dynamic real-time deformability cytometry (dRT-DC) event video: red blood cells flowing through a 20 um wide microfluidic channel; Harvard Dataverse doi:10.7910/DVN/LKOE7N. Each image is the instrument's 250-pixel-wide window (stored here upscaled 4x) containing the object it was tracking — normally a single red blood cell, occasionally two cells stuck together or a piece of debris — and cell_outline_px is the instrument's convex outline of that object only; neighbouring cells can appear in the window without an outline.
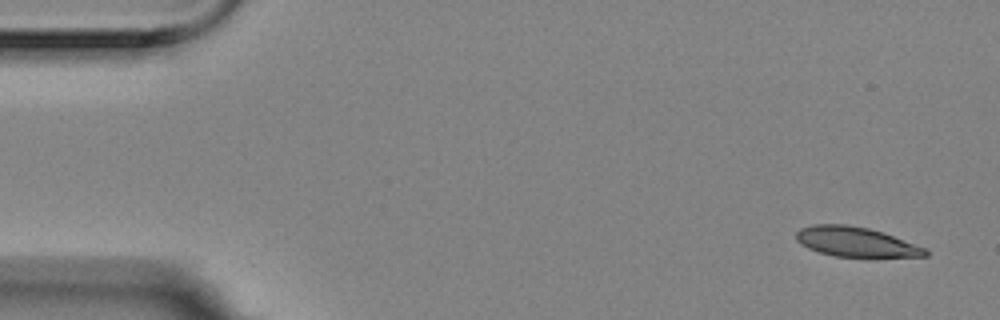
{"species": "Egyptian fruit bat (a non-hibernating species)", "species_latin": "Rousettus aegyptiacus", "temperature_condition": "room temperature", "stored_images_in_passage": 6, "camera_frame_rate_fps": 3000, "um_per_image_px": 0.085, "animal": {"sex": "female"}, "frame": {"image": 1, "passage_image": 1, "time_ms": 0.0, "image_size_px": [1000, 320], "cell_outline_px": [[928, 256], [872, 260], [836, 256], [820, 252], [808, 248], [800, 244], [796, 240], [796, 232], [800, 228], [812, 224], [844, 224], [868, 228], [884, 232], [928, 248]], "centroid_in_image_um": [72.86, 20.61], "position_along_channel_um": 12.1, "area_um2": 23.64}}
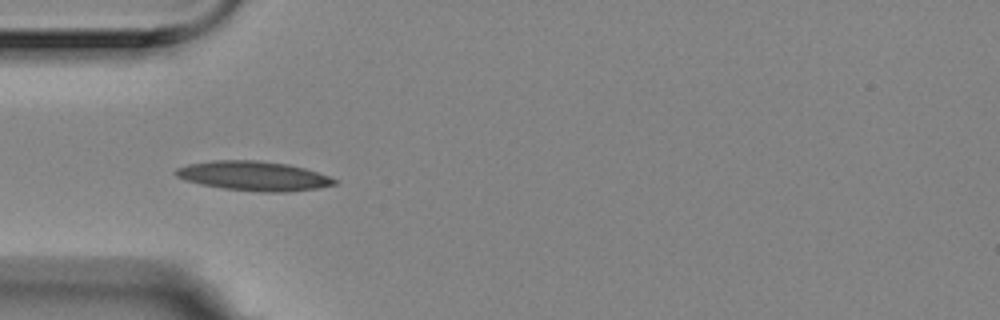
{"frame": {"image": 2, "passage_image": 5, "time_ms": 1.333, "image_size_px": [1000, 320], "cell_outline_px": [[336, 184], [320, 188], [288, 192], [260, 192], [224, 188], [200, 184], [184, 180], [176, 176], [172, 172], [176, 168], [188, 164], [212, 160], [256, 160], [288, 164], [304, 168], [328, 176], [336, 180]], "centroid_in_image_um": [21.52, 14.95], "position_along_channel_um": 63.5, "area_um2": 27.28}}
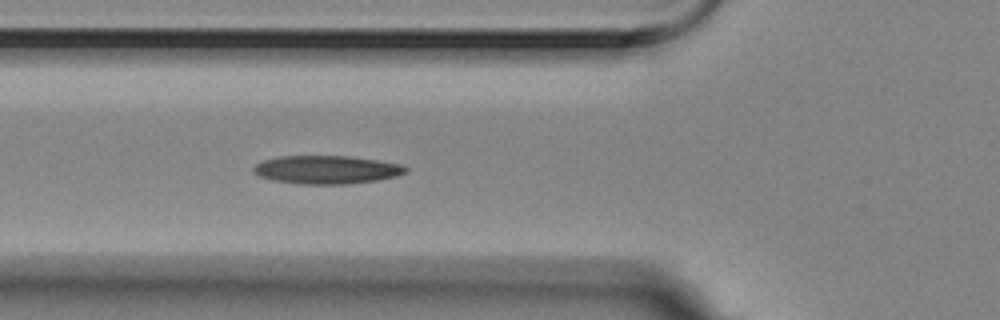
{"frame": {"image": 3, "passage_image": 6, "time_ms": 1.667, "image_size_px": [1000, 320], "cell_outline_px": [[408, 172], [396, 176], [376, 180], [348, 184], [296, 184], [272, 180], [260, 176], [252, 172], [252, 168], [256, 164], [264, 160], [280, 156], [352, 156], [400, 164], [408, 168]], "centroid_in_image_um": [27.74, 14.43], "position_along_channel_um": 98.1, "area_um2": 25.14}}